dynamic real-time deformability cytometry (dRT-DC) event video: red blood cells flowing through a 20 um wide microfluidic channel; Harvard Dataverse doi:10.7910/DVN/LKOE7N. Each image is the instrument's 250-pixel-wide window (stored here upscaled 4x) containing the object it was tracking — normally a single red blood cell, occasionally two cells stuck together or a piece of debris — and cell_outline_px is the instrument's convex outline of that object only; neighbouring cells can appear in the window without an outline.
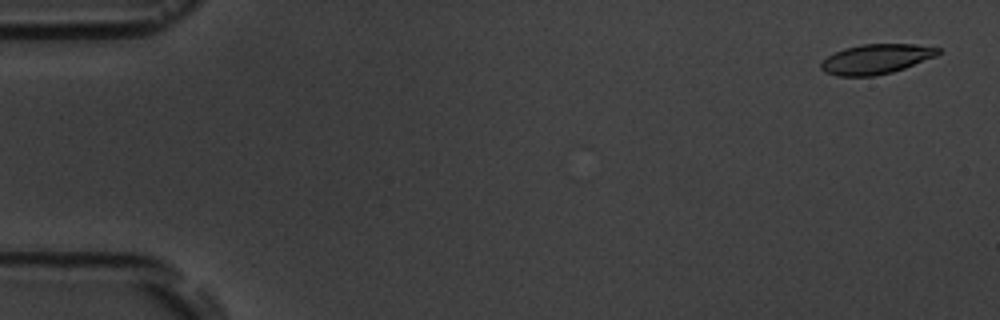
{"species": "common noctule bat (a hibernating species)", "species_latin": "Nyctalus noctula", "temperature_condition": "room temperature", "stored_images_in_passage": 5, "camera_frame_rate_fps": 3000, "um_per_image_px": 0.085, "animal": {"sex": "male", "body_mass_g": 19.5, "forearm_length_mm": 54.6}, "frame": {"image": 1, "passage_image": 1, "time_ms": 0.0, "image_size_px": [1000, 320], "cell_outline_px": [[940, 52], [936, 56], [904, 68], [892, 72], [872, 76], [836, 76], [824, 72], [820, 68], [820, 64], [828, 56], [844, 48], [860, 44], [912, 44], [940, 48]], "centroid_in_image_um": [74.44, 5.02], "position_along_channel_um": 10.6, "area_um2": 20.23}}
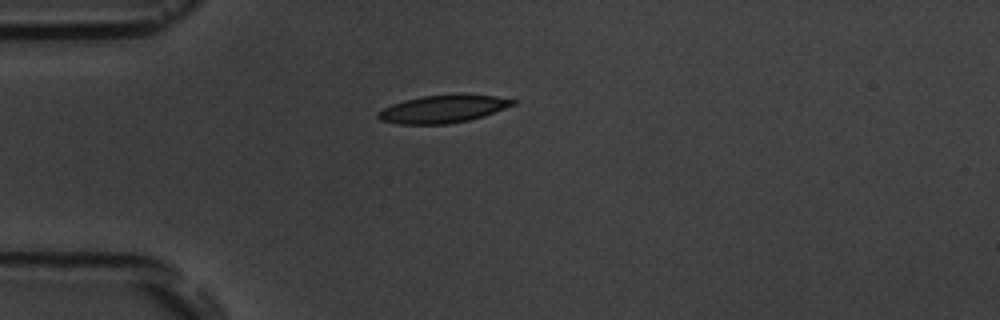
{"frame": {"image": 2, "passage_image": 5, "time_ms": 4.333, "image_size_px": [1000, 320], "cell_outline_px": [[520, 100], [516, 104], [484, 116], [468, 120], [448, 124], [400, 124], [380, 120], [376, 116], [376, 112], [392, 104], [404, 100], [420, 96], [460, 92], [496, 96]], "centroid_in_image_um": [37.7, 9.22], "position_along_channel_um": 47.3, "area_um2": 22.43}}